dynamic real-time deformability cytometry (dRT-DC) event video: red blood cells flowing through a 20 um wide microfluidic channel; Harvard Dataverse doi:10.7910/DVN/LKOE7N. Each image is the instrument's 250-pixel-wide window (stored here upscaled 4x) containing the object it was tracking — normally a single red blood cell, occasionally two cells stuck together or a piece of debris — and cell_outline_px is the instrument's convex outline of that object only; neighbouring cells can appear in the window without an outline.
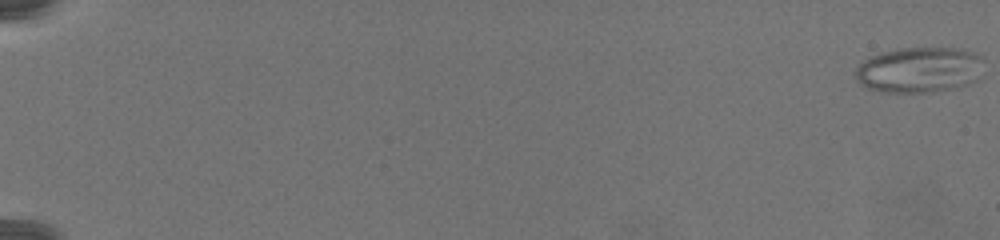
{"species": "common noctule bat (a hibernating species)", "species_latin": "Nyctalus noctula", "temperature_condition": "warm", "stored_images_in_passage": 80, "camera_frame_rate_fps": 3000, "um_per_image_px": 0.085, "animal": {"sex": "female", "body_mass_g": 19.5, "forearm_length_mm": 54.1}, "frame": {"image": 1, "passage_image": 1, "time_ms": 0.0, "image_size_px": [1000, 240], "cell_outline_px": [[980, 80], [956, 88], [932, 92], [888, 92], [868, 88], [860, 84], [856, 80], [856, 68], [868, 56], [896, 48], [956, 48], [976, 52], [980, 56]], "centroid_in_image_um": [78.14, 5.93], "position_along_channel_um": 6.9, "area_um2": 34.28}}
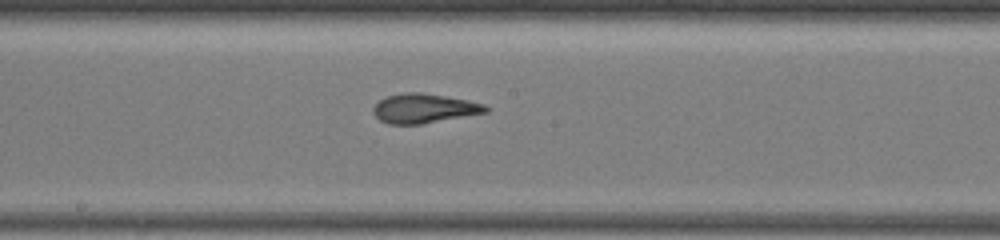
{"frame": {"image": 2, "passage_image": 48, "time_ms": 15.667, "image_size_px": [1000, 240], "cell_outline_px": [[488, 112], [424, 124], [388, 124], [380, 120], [372, 112], [372, 108], [380, 100], [388, 96], [404, 92], [420, 92], [468, 100], [484, 104], [488, 108]], "centroid_in_image_um": [36.04, 9.22], "position_along_channel_um": 212.2, "area_um2": 19.25}}
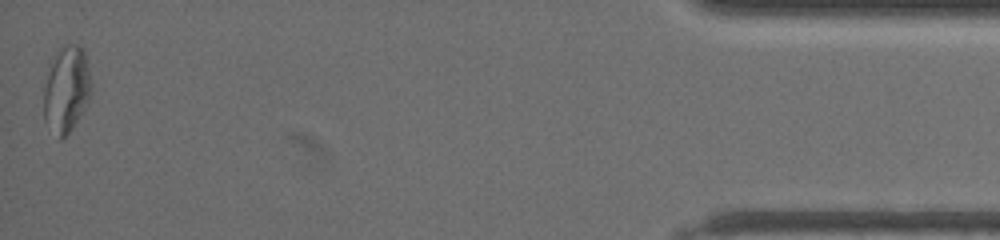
{"frame": {"image": 3, "passage_image": 80, "time_ms": 26.333, "image_size_px": [1000, 240], "cell_outline_px": [[92, 92], [84, 108], [72, 128], [60, 140], [44, 120], [44, 88], [52, 64], [60, 48], [68, 44], [76, 44], [84, 48], [92, 84]], "centroid_in_image_um": [5.68, 7.59], "position_along_channel_um": 429.5, "area_um2": 23.35}}